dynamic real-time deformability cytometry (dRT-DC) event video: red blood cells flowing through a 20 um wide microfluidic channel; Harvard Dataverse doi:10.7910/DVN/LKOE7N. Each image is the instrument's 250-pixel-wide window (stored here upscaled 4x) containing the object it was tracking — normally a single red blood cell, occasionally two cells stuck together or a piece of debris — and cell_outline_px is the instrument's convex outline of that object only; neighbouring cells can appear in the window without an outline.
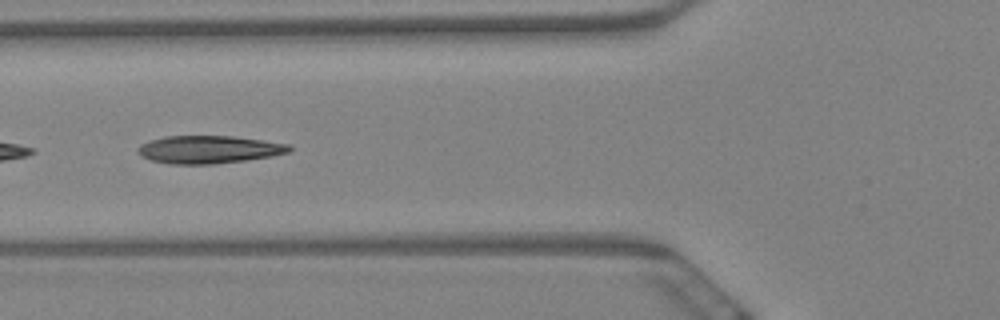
{"species": "Egyptian fruit bat (a non-hibernating species)", "species_latin": "Rousettus aegyptiacus", "temperature_condition": "warm", "stored_images_in_passage": 10, "camera_frame_rate_fps": 3000, "um_per_image_px": 0.085, "animal": {"sex": "female"}, "frame": {"image": 1, "passage_image": 6, "time_ms": 1.667, "image_size_px": [1000, 320], "cell_outline_px": [[292, 148], [288, 152], [272, 156], [244, 160], [212, 164], [168, 164], [152, 160], [140, 156], [136, 152], [136, 148], [140, 144], [148, 140], [164, 136], [232, 136], [292, 144]], "centroid_in_image_um": [17.7, 12.7], "position_along_channel_um": 108.1, "area_um2": 24.68}}
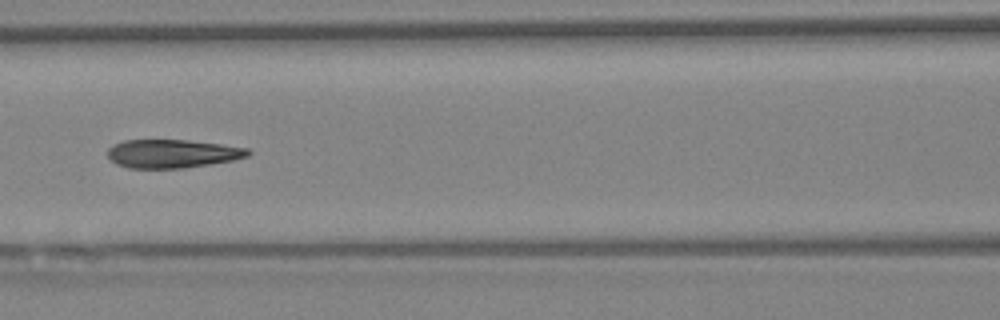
{"frame": {"image": 2, "passage_image": 7, "time_ms": 2.0, "image_size_px": [1000, 320], "cell_outline_px": [[252, 152], [248, 156], [232, 160], [184, 168], [128, 168], [116, 164], [108, 156], [108, 148], [112, 144], [124, 140], [188, 140], [220, 144], [248, 148]], "centroid_in_image_um": [14.63, 13.05], "position_along_channel_um": 152.0, "area_um2": 23.24}}